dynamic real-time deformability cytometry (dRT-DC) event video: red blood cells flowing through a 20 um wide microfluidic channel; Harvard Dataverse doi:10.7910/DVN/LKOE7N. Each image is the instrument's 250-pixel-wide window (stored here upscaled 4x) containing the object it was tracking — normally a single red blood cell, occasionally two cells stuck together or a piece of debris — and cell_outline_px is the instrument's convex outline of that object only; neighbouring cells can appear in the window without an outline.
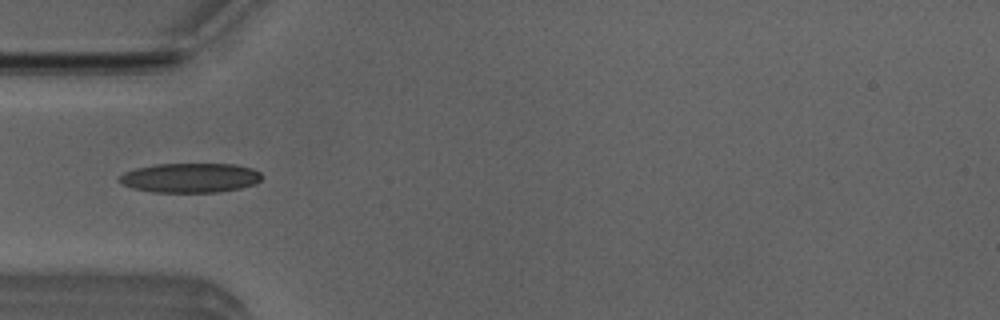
{"species": "Egyptian fruit bat (a non-hibernating species)", "species_latin": "Rousettus aegyptiacus", "temperature_condition": "room temperature", "stored_images_in_passage": 30, "camera_frame_rate_fps": 3000, "um_per_image_px": 0.085, "animal": {"sex": "male"}, "frame": {"image": 1, "passage_image": 1, "time_ms": 0.0, "image_size_px": [1000, 320], "cell_outline_px": [[260, 180], [256, 184], [240, 188], [220, 192], [152, 192], [132, 188], [120, 184], [116, 180], [124, 172], [136, 168], [156, 164], [236, 164], [252, 168], [260, 172]], "centroid_in_image_um": [16.14, 15.12], "position_along_channel_um": 68.9, "area_um2": 24.68}}
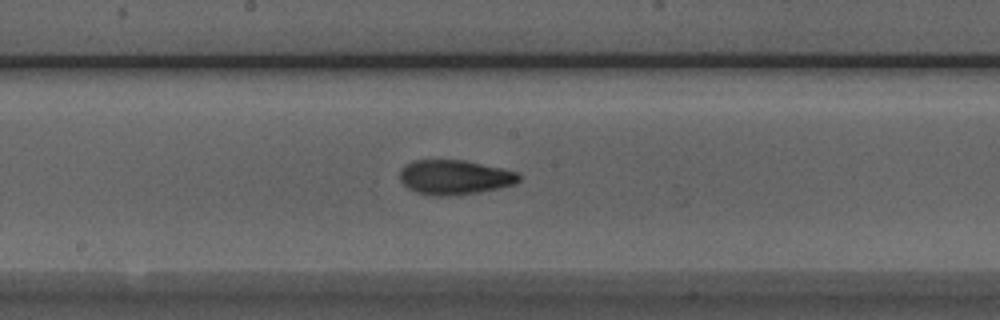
{"frame": {"image": 2, "passage_image": 12, "time_ms": 3.667, "image_size_px": [1000, 320], "cell_outline_px": [[520, 180], [512, 184], [500, 188], [460, 196], [432, 196], [416, 192], [408, 188], [400, 180], [400, 168], [404, 164], [412, 160], [464, 160], [500, 168], [516, 172], [520, 176]], "centroid_in_image_um": [38.59, 15.08], "position_along_channel_um": 209.6, "area_um2": 24.22}}
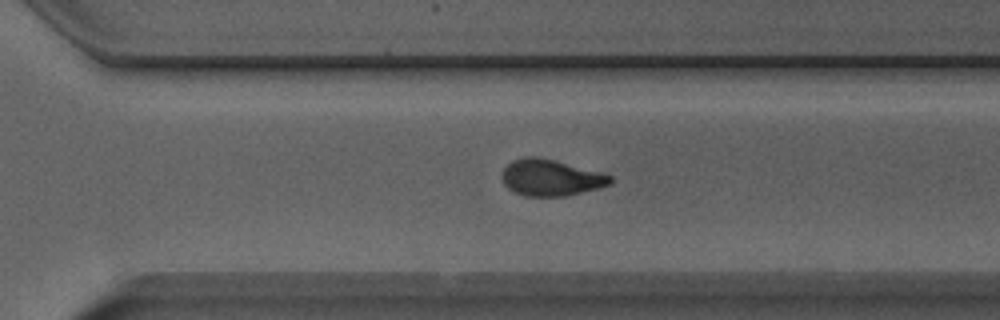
{"frame": {"image": 3, "passage_image": 21, "time_ms": 6.667, "image_size_px": [1000, 320], "cell_outline_px": [[612, 180], [608, 184], [596, 188], [564, 196], [524, 196], [508, 188], [504, 184], [500, 176], [504, 168], [512, 160], [524, 156], [536, 156], [556, 160], [604, 172], [612, 176]], "centroid_in_image_um": [46.79, 15.07], "position_along_channel_um": 323.8, "area_um2": 23.06}, "authors_computed_cell_mechanics": {"area_um2": 23.2645, "velocity_mm_per_s": 3.8151, "shape_relaxation_time_tau1_ms": 4.5748, "shape_relaxation_time_tau2_ms": 1.6324, "deformation_change_tau1": 0.1741, "deformation_change_tau2": 0.0729}}